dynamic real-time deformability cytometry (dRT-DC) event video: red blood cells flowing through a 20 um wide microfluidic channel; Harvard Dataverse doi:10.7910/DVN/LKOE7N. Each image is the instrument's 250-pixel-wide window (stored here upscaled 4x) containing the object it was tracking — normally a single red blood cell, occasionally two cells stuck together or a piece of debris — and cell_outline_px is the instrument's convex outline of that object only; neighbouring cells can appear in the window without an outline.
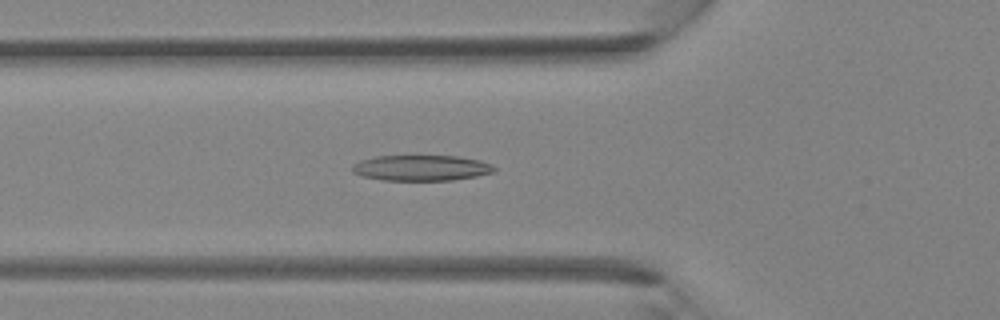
{"species": "Egyptian fruit bat (a non-hibernating species)", "species_latin": "Rousettus aegyptiacus", "temperature_condition": "room temperature", "stored_images_in_passage": 37, "segment_of_instrument_passage": [1, 2], "camera_frame_rate_fps": 3000, "um_per_image_px": 0.085, "animal": {"sex": "female"}, "frame": {"image": 1, "passage_image": 10, "time_ms": 3.0, "image_size_px": [1000, 320], "cell_outline_px": [[496, 168], [492, 172], [476, 176], [452, 180], [384, 180], [360, 176], [352, 172], [352, 164], [360, 160], [376, 156], [456, 156], [480, 160], [492, 164]], "centroid_in_image_um": [35.77, 14.27], "position_along_channel_um": 90.0, "area_um2": 21.21}}
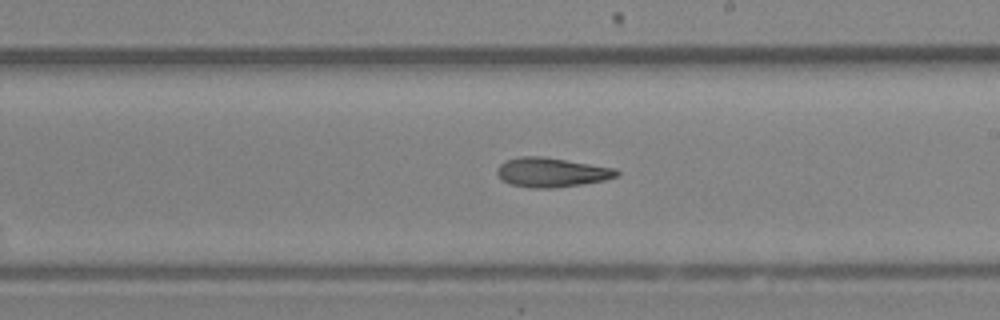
{"frame": {"image": 2, "passage_image": 19, "time_ms": 6.0, "image_size_px": [1000, 320], "cell_outline_px": [[620, 172], [616, 176], [604, 180], [556, 188], [532, 188], [512, 184], [500, 180], [496, 172], [496, 168], [504, 160], [520, 156], [544, 156], [616, 168]], "centroid_in_image_um": [46.84, 14.64], "position_along_channel_um": 242.2, "area_um2": 20.63}}
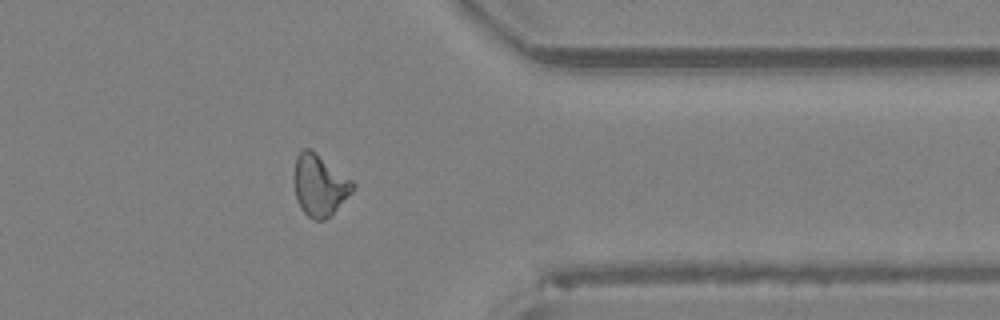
{"frame": {"image": 3, "passage_image": 28, "time_ms": 9.0, "image_size_px": [1000, 320], "cell_outline_px": [[356, 184], [352, 192], [332, 216], [324, 220], [312, 220], [300, 208], [296, 200], [292, 180], [292, 176], [296, 156], [304, 148], [308, 148], [316, 152], [352, 180]], "centroid_in_image_um": [27.14, 15.76], "position_along_channel_um": 384.3, "area_um2": 21.56}}